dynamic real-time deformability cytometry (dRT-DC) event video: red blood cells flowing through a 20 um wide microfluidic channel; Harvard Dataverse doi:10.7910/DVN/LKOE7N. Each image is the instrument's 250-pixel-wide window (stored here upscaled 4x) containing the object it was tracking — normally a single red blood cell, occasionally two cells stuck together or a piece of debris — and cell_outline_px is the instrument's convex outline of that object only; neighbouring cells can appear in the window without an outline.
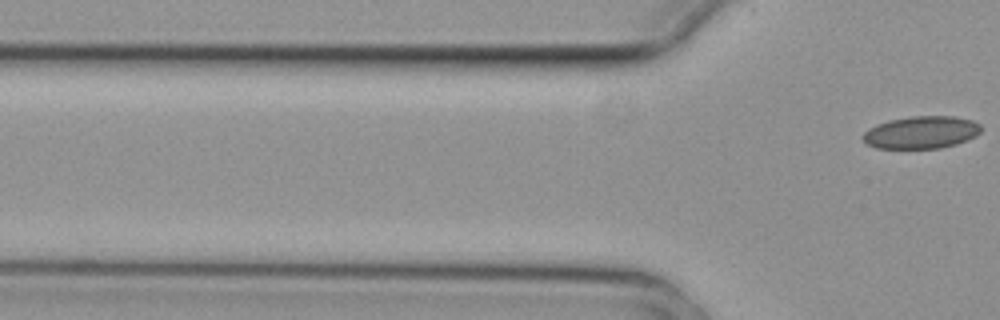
{"species": "common noctule bat (a hibernating species)", "species_latin": "Nyctalus noctula", "temperature_condition": "cold", "stored_images_in_passage": 6, "segment_of_instrument_passage": [3, 3], "camera_frame_rate_fps": 3000, "um_per_image_px": 0.085, "animal": {"sex": "female", "body_mass_g": 29.2, "forearm_length_mm": 56.3}, "frame": {"image": 1, "passage_image": 6, "time_ms": 1.667, "image_size_px": [1000, 320], "cell_outline_px": [[980, 132], [976, 136], [968, 140], [956, 144], [940, 148], [876, 148], [868, 144], [860, 136], [868, 128], [876, 124], [888, 120], [912, 116], [956, 116], [972, 120], [980, 124]], "centroid_in_image_um": [78.3, 11.24], "position_along_channel_um": 47.5, "area_um2": 22.48}}